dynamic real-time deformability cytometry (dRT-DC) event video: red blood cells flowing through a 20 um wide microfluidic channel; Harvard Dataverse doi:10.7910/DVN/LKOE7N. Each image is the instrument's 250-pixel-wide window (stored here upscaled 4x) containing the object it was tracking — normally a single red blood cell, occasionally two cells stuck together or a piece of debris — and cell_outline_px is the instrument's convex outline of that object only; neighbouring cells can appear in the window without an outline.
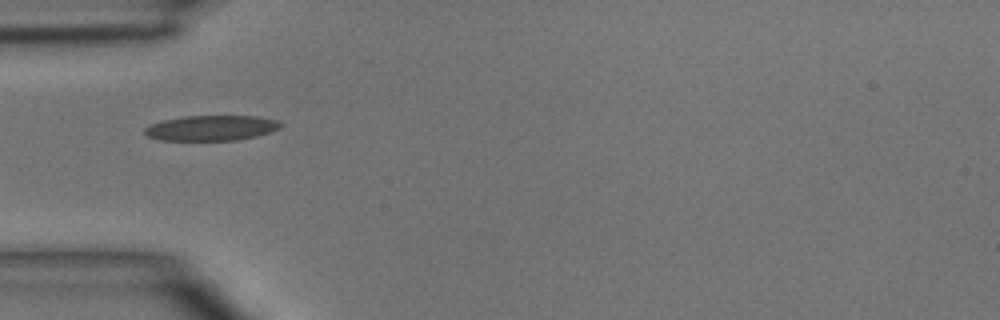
{"species": "common noctule bat (a hibernating species)", "species_latin": "Nyctalus noctula", "temperature_condition": "room temperature", "stored_images_in_passage": 1, "camera_frame_rate_fps": 3000, "um_per_image_px": 0.085, "animal": {"sex": "male", "body_mass_g": 15.6}, "frame": {"image": 1, "passage_image": 1, "time_ms": 0.0, "image_size_px": [1000, 320], "cell_outline_px": [[280, 128], [256, 136], [236, 140], [160, 140], [148, 136], [144, 132], [144, 128], [148, 124], [164, 120], [184, 116], [256, 116], [276, 120], [280, 124]], "centroid_in_image_um": [17.9, 10.87], "position_along_channel_um": 67.1, "area_um2": 19.83}}